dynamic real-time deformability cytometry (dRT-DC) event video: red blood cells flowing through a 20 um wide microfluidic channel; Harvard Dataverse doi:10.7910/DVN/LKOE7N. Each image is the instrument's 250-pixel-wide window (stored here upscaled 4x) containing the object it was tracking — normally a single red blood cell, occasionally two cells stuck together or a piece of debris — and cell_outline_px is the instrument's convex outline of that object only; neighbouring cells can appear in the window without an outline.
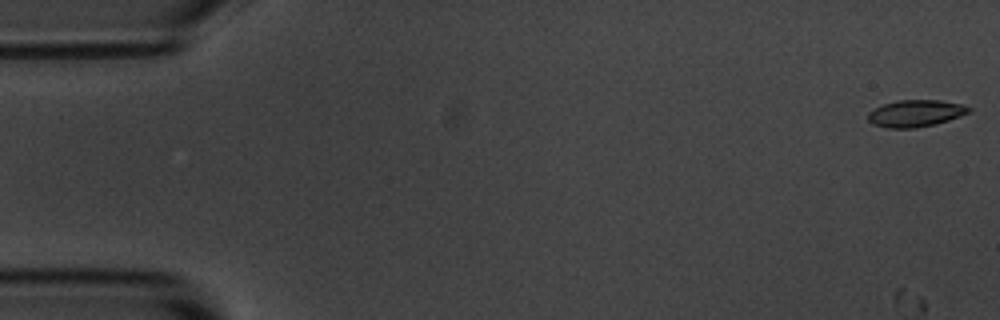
{"species": "common noctule bat (a hibernating species)", "species_latin": "Nyctalus noctula", "temperature_condition": "room temperature", "stored_images_in_passage": 14, "camera_frame_rate_fps": 3000, "um_per_image_px": 0.085, "animal": {"sex": "male", "body_mass_g": 20.1, "forearm_length_mm": 53.5}, "frame": {"image": 1, "passage_image": 1, "time_ms": 0.0, "image_size_px": [1000, 320], "cell_outline_px": [[972, 112], [936, 124], [916, 128], [888, 128], [872, 124], [868, 120], [868, 112], [884, 104], [896, 100], [940, 100], [964, 104], [972, 108]], "centroid_in_image_um": [77.86, 9.63], "position_along_channel_um": 7.1, "area_um2": 15.95}}